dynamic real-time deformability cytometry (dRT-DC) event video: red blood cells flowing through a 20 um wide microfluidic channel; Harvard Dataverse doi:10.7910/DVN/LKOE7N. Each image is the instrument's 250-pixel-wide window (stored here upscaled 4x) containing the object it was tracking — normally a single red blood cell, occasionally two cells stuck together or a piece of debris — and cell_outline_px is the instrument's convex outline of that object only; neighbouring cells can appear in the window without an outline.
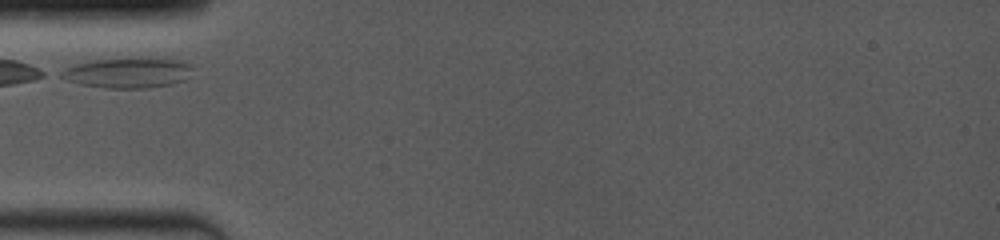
{"species": "common noctule bat (a hibernating species)", "species_latin": "Nyctalus noctula", "temperature_condition": "room temperature", "stored_images_in_passage": 17, "camera_frame_rate_fps": 4000, "um_per_image_px": 0.085, "animal": {"sex": "female", "body_mass_g": 19.0, "forearm_length_mm": 53.3}, "frame": {"image": 1, "passage_image": 1, "time_ms": 0.0, "image_size_px": [1000, 240], "cell_outline_px": [[196, 64], [184, 80], [172, 84], [148, 88], [108, 88], [84, 84], [68, 80], [60, 76], [56, 72], [64, 68], [76, 64], [96, 60], [180, 60]], "centroid_in_image_um": [10.88, 6.21], "position_along_channel_um": 74.1, "area_um2": 22.43}}
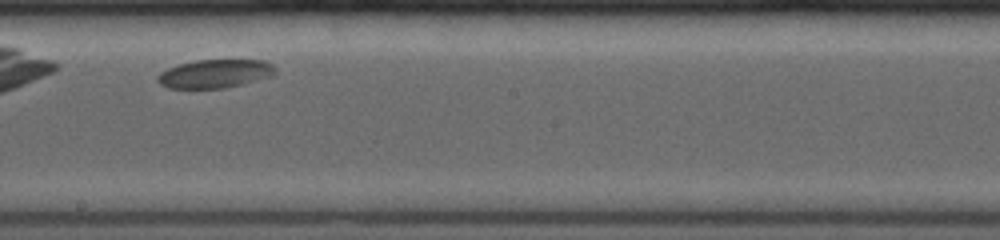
{"frame": {"image": 2, "passage_image": 9, "time_ms": 4.25, "image_size_px": [1000, 240], "cell_outline_px": [[276, 72], [272, 76], [224, 88], [168, 88], [160, 84], [156, 80], [156, 76], [160, 72], [168, 68], [180, 64], [196, 60], [264, 60], [272, 64], [276, 68]], "centroid_in_image_um": [18.26, 6.26], "position_along_channel_um": 229.9, "area_um2": 19.48}}
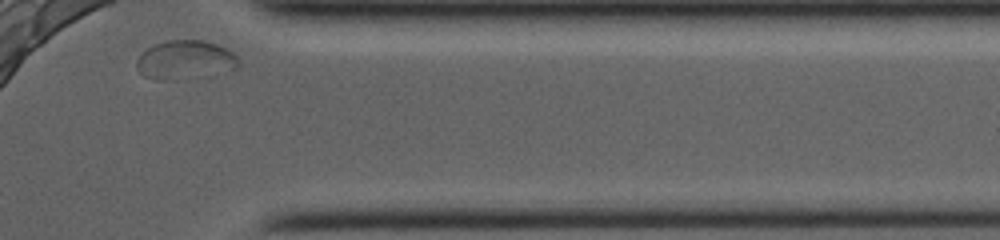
{"frame": {"image": 3, "passage_image": 17, "time_ms": 8.75, "image_size_px": [1000, 240], "cell_outline_px": [[240, 64], [236, 68], [168, 80], [152, 80], [144, 76], [136, 68], [136, 60], [152, 44], [168, 40], [204, 40], [228, 48], [240, 60]], "centroid_in_image_um": [15.69, 5.05], "position_along_channel_um": 395.7, "area_um2": 22.6}}